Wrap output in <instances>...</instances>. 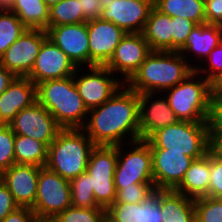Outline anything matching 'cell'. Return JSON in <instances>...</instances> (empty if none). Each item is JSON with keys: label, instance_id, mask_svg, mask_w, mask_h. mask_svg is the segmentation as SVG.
Returning a JSON list of instances; mask_svg holds the SVG:
<instances>
[{"label": "cell", "instance_id": "ab89813d", "mask_svg": "<svg viewBox=\"0 0 222 222\" xmlns=\"http://www.w3.org/2000/svg\"><path fill=\"white\" fill-rule=\"evenodd\" d=\"M195 22L185 17H172V51H179L191 33Z\"/></svg>", "mask_w": 222, "mask_h": 222}, {"label": "cell", "instance_id": "603a6c76", "mask_svg": "<svg viewBox=\"0 0 222 222\" xmlns=\"http://www.w3.org/2000/svg\"><path fill=\"white\" fill-rule=\"evenodd\" d=\"M37 102V86L27 77H16L0 96V124H9L16 114Z\"/></svg>", "mask_w": 222, "mask_h": 222}, {"label": "cell", "instance_id": "8992f818", "mask_svg": "<svg viewBox=\"0 0 222 222\" xmlns=\"http://www.w3.org/2000/svg\"><path fill=\"white\" fill-rule=\"evenodd\" d=\"M150 149H166V152H183L194 160L209 150L207 122L178 121L158 129L145 140Z\"/></svg>", "mask_w": 222, "mask_h": 222}, {"label": "cell", "instance_id": "2e32d148", "mask_svg": "<svg viewBox=\"0 0 222 222\" xmlns=\"http://www.w3.org/2000/svg\"><path fill=\"white\" fill-rule=\"evenodd\" d=\"M77 67L49 38L41 45L34 67L27 76L36 86L47 80L73 76Z\"/></svg>", "mask_w": 222, "mask_h": 222}, {"label": "cell", "instance_id": "1f68e13d", "mask_svg": "<svg viewBox=\"0 0 222 222\" xmlns=\"http://www.w3.org/2000/svg\"><path fill=\"white\" fill-rule=\"evenodd\" d=\"M71 205L76 208H102L95 201L90 175L86 171L70 180Z\"/></svg>", "mask_w": 222, "mask_h": 222}, {"label": "cell", "instance_id": "5bb4252c", "mask_svg": "<svg viewBox=\"0 0 222 222\" xmlns=\"http://www.w3.org/2000/svg\"><path fill=\"white\" fill-rule=\"evenodd\" d=\"M152 7L153 0H104L100 18L126 33H142Z\"/></svg>", "mask_w": 222, "mask_h": 222}, {"label": "cell", "instance_id": "3957f363", "mask_svg": "<svg viewBox=\"0 0 222 222\" xmlns=\"http://www.w3.org/2000/svg\"><path fill=\"white\" fill-rule=\"evenodd\" d=\"M37 101L62 129L83 128L87 121L89 110L79 95L73 76L39 83Z\"/></svg>", "mask_w": 222, "mask_h": 222}, {"label": "cell", "instance_id": "9c48e42d", "mask_svg": "<svg viewBox=\"0 0 222 222\" xmlns=\"http://www.w3.org/2000/svg\"><path fill=\"white\" fill-rule=\"evenodd\" d=\"M71 205L70 181L49 170L40 168L37 194L31 210L39 221H51Z\"/></svg>", "mask_w": 222, "mask_h": 222}, {"label": "cell", "instance_id": "4316f807", "mask_svg": "<svg viewBox=\"0 0 222 222\" xmlns=\"http://www.w3.org/2000/svg\"><path fill=\"white\" fill-rule=\"evenodd\" d=\"M8 10L29 29L46 30L48 27L49 7L43 0H13Z\"/></svg>", "mask_w": 222, "mask_h": 222}, {"label": "cell", "instance_id": "8d00e7d4", "mask_svg": "<svg viewBox=\"0 0 222 222\" xmlns=\"http://www.w3.org/2000/svg\"><path fill=\"white\" fill-rule=\"evenodd\" d=\"M208 197H222V149L210 148V181Z\"/></svg>", "mask_w": 222, "mask_h": 222}, {"label": "cell", "instance_id": "ffe728a7", "mask_svg": "<svg viewBox=\"0 0 222 222\" xmlns=\"http://www.w3.org/2000/svg\"><path fill=\"white\" fill-rule=\"evenodd\" d=\"M39 166L13 164L1 172V181L8 187L19 207L31 208L36 200Z\"/></svg>", "mask_w": 222, "mask_h": 222}, {"label": "cell", "instance_id": "44dd1931", "mask_svg": "<svg viewBox=\"0 0 222 222\" xmlns=\"http://www.w3.org/2000/svg\"><path fill=\"white\" fill-rule=\"evenodd\" d=\"M221 42V25L207 23L197 24L187 37L185 45L178 52L196 69L199 67V63L202 64L210 52ZM192 60L196 62L194 63Z\"/></svg>", "mask_w": 222, "mask_h": 222}, {"label": "cell", "instance_id": "681fc988", "mask_svg": "<svg viewBox=\"0 0 222 222\" xmlns=\"http://www.w3.org/2000/svg\"><path fill=\"white\" fill-rule=\"evenodd\" d=\"M104 222H111V221L106 217V219L104 220Z\"/></svg>", "mask_w": 222, "mask_h": 222}, {"label": "cell", "instance_id": "277c9868", "mask_svg": "<svg viewBox=\"0 0 222 222\" xmlns=\"http://www.w3.org/2000/svg\"><path fill=\"white\" fill-rule=\"evenodd\" d=\"M94 147L82 128L61 129L48 146L46 167L70 181L86 171Z\"/></svg>", "mask_w": 222, "mask_h": 222}, {"label": "cell", "instance_id": "5b68a950", "mask_svg": "<svg viewBox=\"0 0 222 222\" xmlns=\"http://www.w3.org/2000/svg\"><path fill=\"white\" fill-rule=\"evenodd\" d=\"M213 84L196 70L181 83L164 91L179 121L207 122Z\"/></svg>", "mask_w": 222, "mask_h": 222}, {"label": "cell", "instance_id": "7bdbcfd3", "mask_svg": "<svg viewBox=\"0 0 222 222\" xmlns=\"http://www.w3.org/2000/svg\"><path fill=\"white\" fill-rule=\"evenodd\" d=\"M80 9L83 11V16L87 20L97 19L101 17L104 9V0H79Z\"/></svg>", "mask_w": 222, "mask_h": 222}, {"label": "cell", "instance_id": "7dc6e473", "mask_svg": "<svg viewBox=\"0 0 222 222\" xmlns=\"http://www.w3.org/2000/svg\"><path fill=\"white\" fill-rule=\"evenodd\" d=\"M13 0H0V9H9Z\"/></svg>", "mask_w": 222, "mask_h": 222}, {"label": "cell", "instance_id": "6da1fadb", "mask_svg": "<svg viewBox=\"0 0 222 222\" xmlns=\"http://www.w3.org/2000/svg\"><path fill=\"white\" fill-rule=\"evenodd\" d=\"M82 129L95 145L117 146L139 141L138 93L124 84L109 100L89 110Z\"/></svg>", "mask_w": 222, "mask_h": 222}, {"label": "cell", "instance_id": "d6986e66", "mask_svg": "<svg viewBox=\"0 0 222 222\" xmlns=\"http://www.w3.org/2000/svg\"><path fill=\"white\" fill-rule=\"evenodd\" d=\"M138 96L140 140H146L158 129L179 121L164 94L142 93Z\"/></svg>", "mask_w": 222, "mask_h": 222}, {"label": "cell", "instance_id": "4dcf8cb0", "mask_svg": "<svg viewBox=\"0 0 222 222\" xmlns=\"http://www.w3.org/2000/svg\"><path fill=\"white\" fill-rule=\"evenodd\" d=\"M27 29L14 12L0 9V56Z\"/></svg>", "mask_w": 222, "mask_h": 222}, {"label": "cell", "instance_id": "4fadbf2b", "mask_svg": "<svg viewBox=\"0 0 222 222\" xmlns=\"http://www.w3.org/2000/svg\"><path fill=\"white\" fill-rule=\"evenodd\" d=\"M151 52L142 33H126L105 66L125 84Z\"/></svg>", "mask_w": 222, "mask_h": 222}, {"label": "cell", "instance_id": "836d02e7", "mask_svg": "<svg viewBox=\"0 0 222 222\" xmlns=\"http://www.w3.org/2000/svg\"><path fill=\"white\" fill-rule=\"evenodd\" d=\"M195 222H222V199L200 197L194 201Z\"/></svg>", "mask_w": 222, "mask_h": 222}, {"label": "cell", "instance_id": "d6a6232c", "mask_svg": "<svg viewBox=\"0 0 222 222\" xmlns=\"http://www.w3.org/2000/svg\"><path fill=\"white\" fill-rule=\"evenodd\" d=\"M105 219L106 209L104 208H76L70 206L50 222H104Z\"/></svg>", "mask_w": 222, "mask_h": 222}, {"label": "cell", "instance_id": "b9f144b4", "mask_svg": "<svg viewBox=\"0 0 222 222\" xmlns=\"http://www.w3.org/2000/svg\"><path fill=\"white\" fill-rule=\"evenodd\" d=\"M204 7L206 23L222 26V0H204Z\"/></svg>", "mask_w": 222, "mask_h": 222}, {"label": "cell", "instance_id": "9a60e30c", "mask_svg": "<svg viewBox=\"0 0 222 222\" xmlns=\"http://www.w3.org/2000/svg\"><path fill=\"white\" fill-rule=\"evenodd\" d=\"M89 66H105L113 56L126 32L101 18L87 21Z\"/></svg>", "mask_w": 222, "mask_h": 222}, {"label": "cell", "instance_id": "60d3db41", "mask_svg": "<svg viewBox=\"0 0 222 222\" xmlns=\"http://www.w3.org/2000/svg\"><path fill=\"white\" fill-rule=\"evenodd\" d=\"M18 207L8 187L0 181V221Z\"/></svg>", "mask_w": 222, "mask_h": 222}, {"label": "cell", "instance_id": "d590c367", "mask_svg": "<svg viewBox=\"0 0 222 222\" xmlns=\"http://www.w3.org/2000/svg\"><path fill=\"white\" fill-rule=\"evenodd\" d=\"M15 134L9 124H0V172L15 164Z\"/></svg>", "mask_w": 222, "mask_h": 222}, {"label": "cell", "instance_id": "484cf974", "mask_svg": "<svg viewBox=\"0 0 222 222\" xmlns=\"http://www.w3.org/2000/svg\"><path fill=\"white\" fill-rule=\"evenodd\" d=\"M194 201L175 190L159 189L163 222H195Z\"/></svg>", "mask_w": 222, "mask_h": 222}, {"label": "cell", "instance_id": "f35d334b", "mask_svg": "<svg viewBox=\"0 0 222 222\" xmlns=\"http://www.w3.org/2000/svg\"><path fill=\"white\" fill-rule=\"evenodd\" d=\"M155 190L154 183H138L123 187L116 193L115 202L140 203Z\"/></svg>", "mask_w": 222, "mask_h": 222}, {"label": "cell", "instance_id": "7c38bea8", "mask_svg": "<svg viewBox=\"0 0 222 222\" xmlns=\"http://www.w3.org/2000/svg\"><path fill=\"white\" fill-rule=\"evenodd\" d=\"M15 135H24L49 146L62 129L38 101L19 111L9 123Z\"/></svg>", "mask_w": 222, "mask_h": 222}, {"label": "cell", "instance_id": "30bf717a", "mask_svg": "<svg viewBox=\"0 0 222 222\" xmlns=\"http://www.w3.org/2000/svg\"><path fill=\"white\" fill-rule=\"evenodd\" d=\"M73 78L88 110L102 105L124 85L106 66L79 67Z\"/></svg>", "mask_w": 222, "mask_h": 222}, {"label": "cell", "instance_id": "83f0119b", "mask_svg": "<svg viewBox=\"0 0 222 222\" xmlns=\"http://www.w3.org/2000/svg\"><path fill=\"white\" fill-rule=\"evenodd\" d=\"M153 6L170 17H185L196 24L206 23L204 0H153Z\"/></svg>", "mask_w": 222, "mask_h": 222}, {"label": "cell", "instance_id": "d4e9b609", "mask_svg": "<svg viewBox=\"0 0 222 222\" xmlns=\"http://www.w3.org/2000/svg\"><path fill=\"white\" fill-rule=\"evenodd\" d=\"M152 51H172V17L151 8L142 32Z\"/></svg>", "mask_w": 222, "mask_h": 222}, {"label": "cell", "instance_id": "74e56055", "mask_svg": "<svg viewBox=\"0 0 222 222\" xmlns=\"http://www.w3.org/2000/svg\"><path fill=\"white\" fill-rule=\"evenodd\" d=\"M210 148L222 149V110L212 101L207 119Z\"/></svg>", "mask_w": 222, "mask_h": 222}, {"label": "cell", "instance_id": "e0dca14e", "mask_svg": "<svg viewBox=\"0 0 222 222\" xmlns=\"http://www.w3.org/2000/svg\"><path fill=\"white\" fill-rule=\"evenodd\" d=\"M46 32L77 68L89 66L87 22L47 27Z\"/></svg>", "mask_w": 222, "mask_h": 222}, {"label": "cell", "instance_id": "c3c4849f", "mask_svg": "<svg viewBox=\"0 0 222 222\" xmlns=\"http://www.w3.org/2000/svg\"><path fill=\"white\" fill-rule=\"evenodd\" d=\"M43 1L50 8L51 6L58 4L62 0H43Z\"/></svg>", "mask_w": 222, "mask_h": 222}, {"label": "cell", "instance_id": "e575fe53", "mask_svg": "<svg viewBox=\"0 0 222 222\" xmlns=\"http://www.w3.org/2000/svg\"><path fill=\"white\" fill-rule=\"evenodd\" d=\"M195 70L213 85L222 82V42L210 52L209 56Z\"/></svg>", "mask_w": 222, "mask_h": 222}, {"label": "cell", "instance_id": "ac0fdd59", "mask_svg": "<svg viewBox=\"0 0 222 222\" xmlns=\"http://www.w3.org/2000/svg\"><path fill=\"white\" fill-rule=\"evenodd\" d=\"M151 152L155 189L174 190L194 159L183 152H166V149H151Z\"/></svg>", "mask_w": 222, "mask_h": 222}, {"label": "cell", "instance_id": "f1b7e54d", "mask_svg": "<svg viewBox=\"0 0 222 222\" xmlns=\"http://www.w3.org/2000/svg\"><path fill=\"white\" fill-rule=\"evenodd\" d=\"M14 156L16 164L45 167L48 159V146L31 137L15 135Z\"/></svg>", "mask_w": 222, "mask_h": 222}, {"label": "cell", "instance_id": "cb8c5ba5", "mask_svg": "<svg viewBox=\"0 0 222 222\" xmlns=\"http://www.w3.org/2000/svg\"><path fill=\"white\" fill-rule=\"evenodd\" d=\"M210 181V150L201 158L195 159L186 171L175 191L197 199L208 195Z\"/></svg>", "mask_w": 222, "mask_h": 222}, {"label": "cell", "instance_id": "52a82bcc", "mask_svg": "<svg viewBox=\"0 0 222 222\" xmlns=\"http://www.w3.org/2000/svg\"><path fill=\"white\" fill-rule=\"evenodd\" d=\"M138 183H154L152 152L145 140L117 145L116 193L123 187Z\"/></svg>", "mask_w": 222, "mask_h": 222}, {"label": "cell", "instance_id": "7a4b0ae2", "mask_svg": "<svg viewBox=\"0 0 222 222\" xmlns=\"http://www.w3.org/2000/svg\"><path fill=\"white\" fill-rule=\"evenodd\" d=\"M194 71L178 51H152L125 85L138 94L163 93Z\"/></svg>", "mask_w": 222, "mask_h": 222}, {"label": "cell", "instance_id": "ba28073f", "mask_svg": "<svg viewBox=\"0 0 222 222\" xmlns=\"http://www.w3.org/2000/svg\"><path fill=\"white\" fill-rule=\"evenodd\" d=\"M117 146L95 145L86 172L90 175L91 189L99 207L108 209L116 201L114 184Z\"/></svg>", "mask_w": 222, "mask_h": 222}, {"label": "cell", "instance_id": "f546056e", "mask_svg": "<svg viewBox=\"0 0 222 222\" xmlns=\"http://www.w3.org/2000/svg\"><path fill=\"white\" fill-rule=\"evenodd\" d=\"M79 0H62L49 8L48 27L84 23Z\"/></svg>", "mask_w": 222, "mask_h": 222}, {"label": "cell", "instance_id": "f6af8a7d", "mask_svg": "<svg viewBox=\"0 0 222 222\" xmlns=\"http://www.w3.org/2000/svg\"><path fill=\"white\" fill-rule=\"evenodd\" d=\"M16 76L0 64V96L12 83Z\"/></svg>", "mask_w": 222, "mask_h": 222}, {"label": "cell", "instance_id": "bcb514c9", "mask_svg": "<svg viewBox=\"0 0 222 222\" xmlns=\"http://www.w3.org/2000/svg\"><path fill=\"white\" fill-rule=\"evenodd\" d=\"M212 101L222 110V84L217 83L212 88Z\"/></svg>", "mask_w": 222, "mask_h": 222}, {"label": "cell", "instance_id": "8fae6325", "mask_svg": "<svg viewBox=\"0 0 222 222\" xmlns=\"http://www.w3.org/2000/svg\"><path fill=\"white\" fill-rule=\"evenodd\" d=\"M48 38L44 29H27L0 56V64L16 77H27L34 67L42 43Z\"/></svg>", "mask_w": 222, "mask_h": 222}, {"label": "cell", "instance_id": "ee69618b", "mask_svg": "<svg viewBox=\"0 0 222 222\" xmlns=\"http://www.w3.org/2000/svg\"><path fill=\"white\" fill-rule=\"evenodd\" d=\"M0 222H39V220L31 208L18 207Z\"/></svg>", "mask_w": 222, "mask_h": 222}, {"label": "cell", "instance_id": "7402d4cb", "mask_svg": "<svg viewBox=\"0 0 222 222\" xmlns=\"http://www.w3.org/2000/svg\"><path fill=\"white\" fill-rule=\"evenodd\" d=\"M106 217L111 222H163L159 189L140 203L114 202L106 210Z\"/></svg>", "mask_w": 222, "mask_h": 222}]
</instances>
